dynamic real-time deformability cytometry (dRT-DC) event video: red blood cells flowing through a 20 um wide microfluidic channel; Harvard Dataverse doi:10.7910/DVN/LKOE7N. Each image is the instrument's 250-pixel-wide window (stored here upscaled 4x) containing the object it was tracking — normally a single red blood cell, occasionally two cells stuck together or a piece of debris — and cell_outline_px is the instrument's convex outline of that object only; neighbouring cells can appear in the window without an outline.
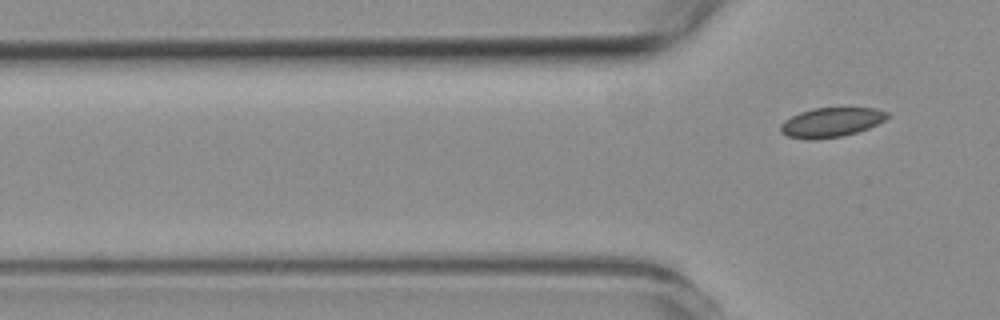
{"species": "common noctule bat (a hibernating species)", "species_latin": "Nyctalus noctula", "temperature_condition": "room temperature", "stored_images_in_passage": 4, "camera_frame_rate_fps": 3000, "um_per_image_px": 0.085, "animal": {"sex": "female", "body_mass_g": 19.3, "forearm_length_mm": 54.1}, "frame": {"image": 1, "passage_image": 4, "time_ms": 4.333, "image_size_px": [1000, 320], "cell_outline_px": [[888, 116], [884, 120], [868, 128], [856, 132], [840, 136], [812, 140], [808, 140], [788, 136], [780, 132], [780, 124], [784, 120], [800, 112], [812, 108], [876, 108], [888, 112]], "centroid_in_image_um": [70.61, 10.39], "position_along_channel_um": 55.2, "area_um2": 18.21}}